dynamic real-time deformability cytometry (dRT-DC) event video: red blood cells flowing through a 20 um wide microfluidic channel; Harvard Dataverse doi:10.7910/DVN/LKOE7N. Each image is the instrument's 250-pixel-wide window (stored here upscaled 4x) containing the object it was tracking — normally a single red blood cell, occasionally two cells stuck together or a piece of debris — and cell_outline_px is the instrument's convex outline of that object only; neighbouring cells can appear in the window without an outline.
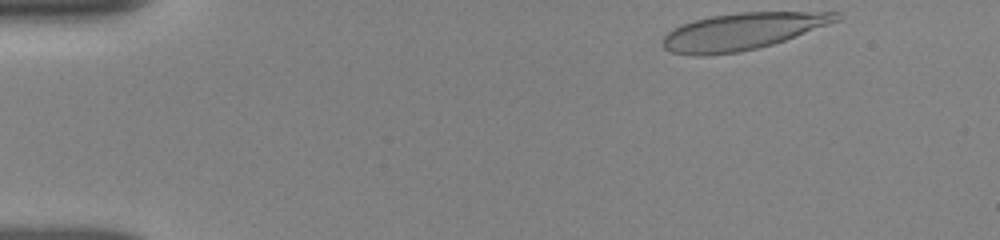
{"species": "human", "species_latin": "Homo sapiens", "temperature_condition": "room temperature", "stored_images_in_passage": 7, "camera_frame_rate_fps": 3000, "um_per_image_px": 0.085, "donor": {"sex": "female"}, "frame": {"image": 1, "passage_image": 1, "time_ms": 0.0, "image_size_px": [1000, 240], "cell_outline_px": [[840, 20], [784, 40], [772, 44], [756, 48], [736, 52], [704, 56], [696, 56], [672, 52], [664, 48], [660, 44], [664, 36], [672, 28], [696, 20], [712, 16], [740, 12], [840, 12]], "centroid_in_image_um": [63.06, 2.67], "position_along_channel_um": 21.9, "area_um2": 36.88}}